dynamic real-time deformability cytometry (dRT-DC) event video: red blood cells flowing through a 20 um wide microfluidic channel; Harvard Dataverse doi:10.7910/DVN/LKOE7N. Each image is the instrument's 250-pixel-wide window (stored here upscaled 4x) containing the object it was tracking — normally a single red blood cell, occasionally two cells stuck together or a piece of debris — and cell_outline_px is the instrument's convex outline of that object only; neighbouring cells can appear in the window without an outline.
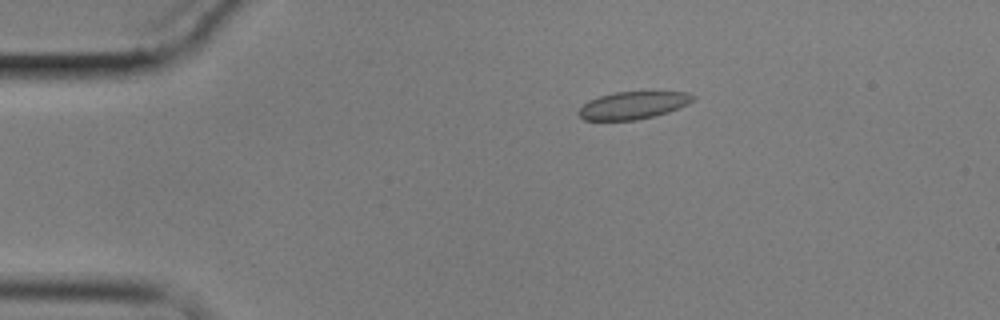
{"species": "common noctule bat (a hibernating species)", "species_latin": "Nyctalus noctula", "temperature_condition": "cold", "stored_images_in_passage": 4, "camera_frame_rate_fps": 3000, "um_per_image_px": 0.085, "animal": {"sex": "male", "body_mass_g": 17.9}, "frame": {"image": 1, "passage_image": 2, "time_ms": 1.333, "image_size_px": [1000, 320], "cell_outline_px": [[696, 96], [688, 104], [668, 112], [636, 120], [584, 120], [576, 112], [588, 100], [600, 96], [616, 92], [688, 92]], "centroid_in_image_um": [53.79, 8.95], "position_along_channel_um": 31.2, "area_um2": 18.15}}
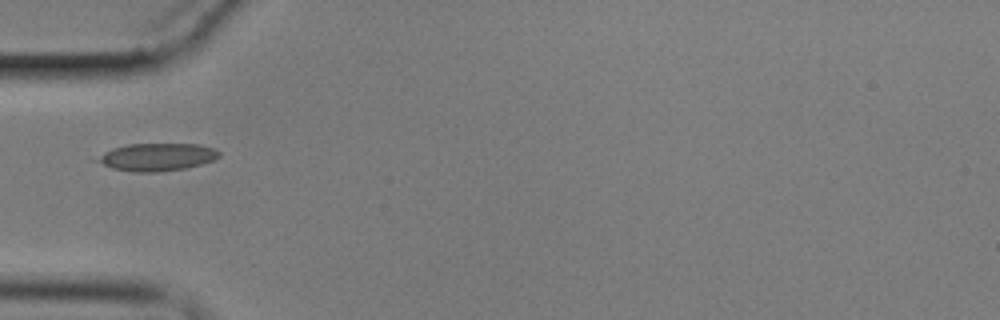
{"frame": {"image": 2, "passage_image": 4, "time_ms": 4.0, "image_size_px": [1000, 320], "cell_outline_px": [[220, 156], [212, 160], [200, 164], [184, 168], [156, 172], [136, 172], [112, 168], [92, 160], [104, 152], [112, 148], [128, 144], [200, 144], [216, 148], [220, 152]], "centroid_in_image_um": [13.32, 13.33], "position_along_channel_um": 71.7, "area_um2": 19.59}}